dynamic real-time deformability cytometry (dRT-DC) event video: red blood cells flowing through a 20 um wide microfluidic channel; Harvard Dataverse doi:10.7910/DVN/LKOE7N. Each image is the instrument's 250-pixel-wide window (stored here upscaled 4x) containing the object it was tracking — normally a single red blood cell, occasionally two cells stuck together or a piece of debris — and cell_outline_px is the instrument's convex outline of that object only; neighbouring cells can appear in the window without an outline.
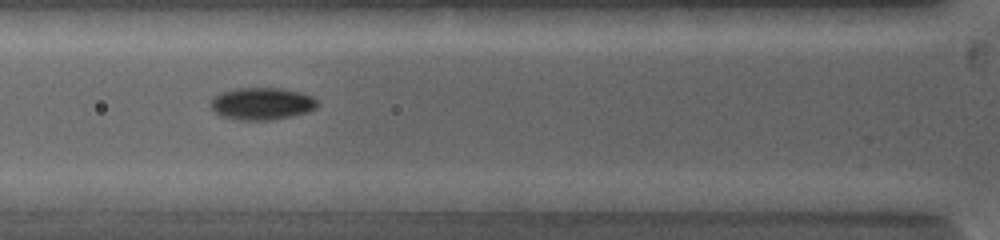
{"species": "common noctule bat (a hibernating species)", "species_latin": "Nyctalus noctula", "temperature_condition": "warm", "stored_images_in_passage": 16, "camera_frame_rate_fps": 5000, "um_per_image_px": 0.085, "animal": {"sex": "female", "body_mass_g": 19.0, "forearm_length_mm": 53.3}, "frame": {"image": 1, "passage_image": 7, "time_ms": 3.4, "image_size_px": [1000, 240], "cell_outline_px": [[320, 104], [316, 108], [308, 112], [268, 120], [236, 120], [220, 116], [212, 108], [212, 96], [236, 88], [280, 88], [300, 92], [312, 96]], "centroid_in_image_um": [22.27, 8.81], "position_along_channel_um": 103.5, "area_um2": 19.94}}
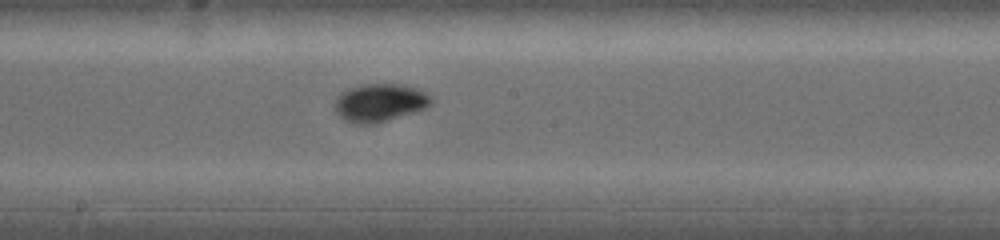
{"frame": {"image": 2, "passage_image": 12, "time_ms": 6.2, "image_size_px": [1000, 240], "cell_outline_px": [[432, 104], [424, 108], [388, 120], [372, 124], [356, 124], [344, 120], [336, 112], [336, 100], [344, 92], [360, 84], [400, 84], [416, 88], [432, 96]], "centroid_in_image_um": [32.3, 8.73], "position_along_channel_um": 215.9, "area_um2": 20.92}}
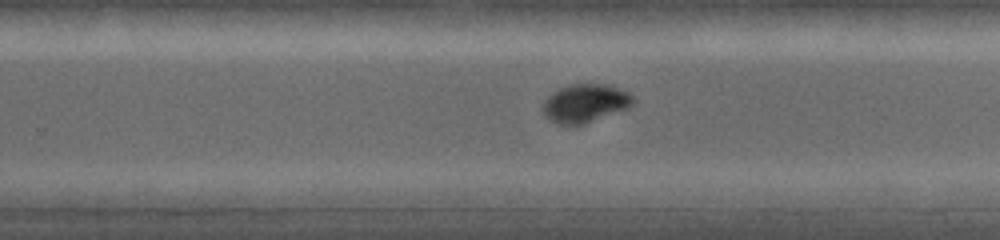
{"frame": {"image": 3, "passage_image": 15, "time_ms": 7.8, "image_size_px": [1000, 240], "cell_outline_px": [[636, 100], [628, 108], [584, 124], [556, 124], [544, 116], [544, 100], [552, 92], [560, 88], [572, 84], [608, 84], [628, 92]], "centroid_in_image_um": [49.75, 8.77], "position_along_channel_um": 280.1, "area_um2": 20.06}}